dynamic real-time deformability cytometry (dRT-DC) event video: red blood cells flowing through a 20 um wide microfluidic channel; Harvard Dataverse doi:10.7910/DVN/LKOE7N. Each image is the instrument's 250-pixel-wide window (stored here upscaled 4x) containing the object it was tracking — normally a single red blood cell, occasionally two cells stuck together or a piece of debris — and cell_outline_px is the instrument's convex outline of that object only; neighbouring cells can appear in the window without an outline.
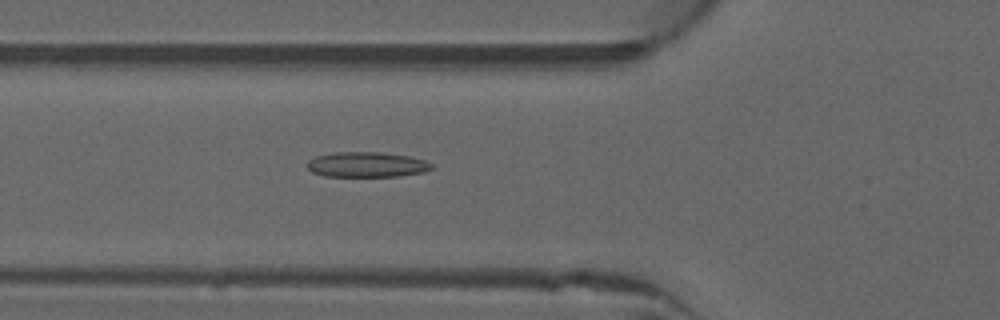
{"species": "common noctule bat (a hibernating species)", "species_latin": "Nyctalus noctula", "temperature_condition": "warm", "stored_images_in_passage": 37, "camera_frame_rate_fps": 3000, "um_per_image_px": 0.085, "animal": {"sex": "male", "forearm_length_mm": 52.5}, "frame": {"image": 1, "passage_image": 4, "time_ms": 1.0, "image_size_px": [1000, 320], "cell_outline_px": [[432, 168], [424, 172], [400, 176], [324, 176], [312, 172], [308, 168], [308, 160], [316, 156], [332, 152], [380, 152], [408, 156], [424, 160], [432, 164]], "centroid_in_image_um": [31.16, 13.99], "position_along_channel_um": 94.6, "area_um2": 18.21}}
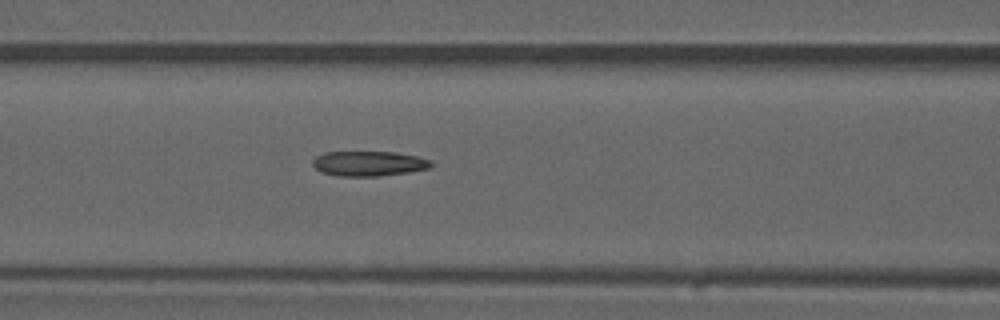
{"frame": {"image": 2, "passage_image": 7, "time_ms": 2.0, "image_size_px": [1000, 320], "cell_outline_px": [[436, 164], [428, 168], [408, 172], [376, 176], [336, 176], [320, 172], [312, 164], [312, 160], [316, 156], [324, 152], [396, 152], [416, 156], [432, 160]], "centroid_in_image_um": [31.34, 13.9], "position_along_channel_um": 135.3, "area_um2": 17.34}}
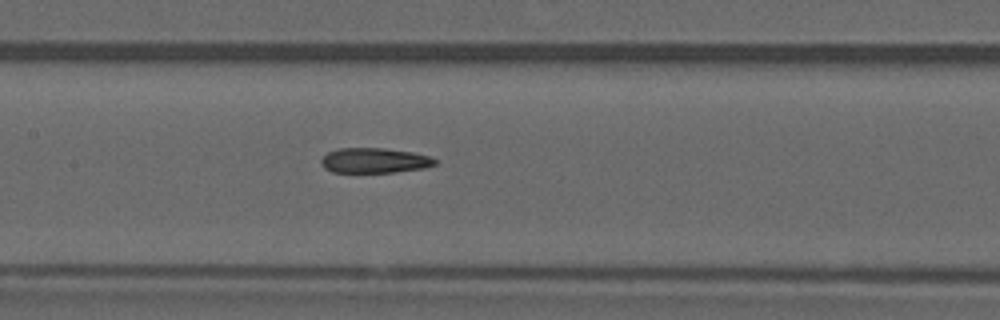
{"frame": {"image": 3, "passage_image": 10, "time_ms": 3.0, "image_size_px": [1000, 320], "cell_outline_px": [[436, 164], [424, 168], [392, 172], [332, 172], [324, 168], [320, 164], [320, 160], [328, 152], [340, 148], [384, 148], [412, 152], [428, 156], [436, 160]], "centroid_in_image_um": [31.79, 13.64], "position_along_channel_um": 175.6, "area_um2": 16.53}, "authors_computed_cell_mechanics": {"area_um2": 16.762, "velocity_mm_per_s": 4.0227, "shape_relaxation_time_tau1_ms": null, "shape_relaxation_time_tau2_ms": 5.2766, "deformation_change_tau1": null, "deformation_change_tau2": 0.1388}}